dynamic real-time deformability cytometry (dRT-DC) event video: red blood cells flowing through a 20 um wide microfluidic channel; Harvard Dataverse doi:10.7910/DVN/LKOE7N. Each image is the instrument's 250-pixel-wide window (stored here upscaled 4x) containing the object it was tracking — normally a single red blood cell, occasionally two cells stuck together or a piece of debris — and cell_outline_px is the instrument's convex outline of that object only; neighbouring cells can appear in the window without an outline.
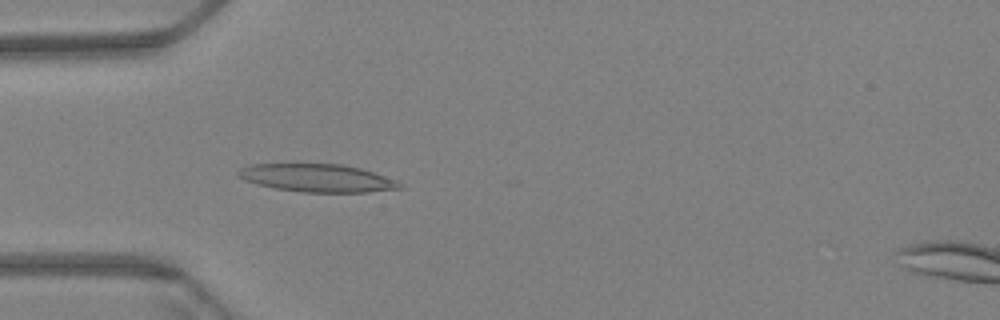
{"species": "Egyptian fruit bat (a non-hibernating species)", "species_latin": "Rousettus aegyptiacus", "temperature_condition": "warm", "stored_images_in_passage": 23, "camera_frame_rate_fps": 3000, "um_per_image_px": 0.085, "animal": {"sex": "female"}, "frame": {"image": 1, "passage_image": 19, "time_ms": 6.0, "image_size_px": [1000, 320], "cell_outline_px": [[404, 188], [368, 192], [300, 192], [276, 188], [256, 184], [244, 180], [236, 176], [236, 172], [240, 168], [252, 164], [340, 164], [360, 168], [396, 180], [404, 184]], "centroid_in_image_um": [26.95, 15.13], "position_along_channel_um": 58.0, "area_um2": 26.3}}